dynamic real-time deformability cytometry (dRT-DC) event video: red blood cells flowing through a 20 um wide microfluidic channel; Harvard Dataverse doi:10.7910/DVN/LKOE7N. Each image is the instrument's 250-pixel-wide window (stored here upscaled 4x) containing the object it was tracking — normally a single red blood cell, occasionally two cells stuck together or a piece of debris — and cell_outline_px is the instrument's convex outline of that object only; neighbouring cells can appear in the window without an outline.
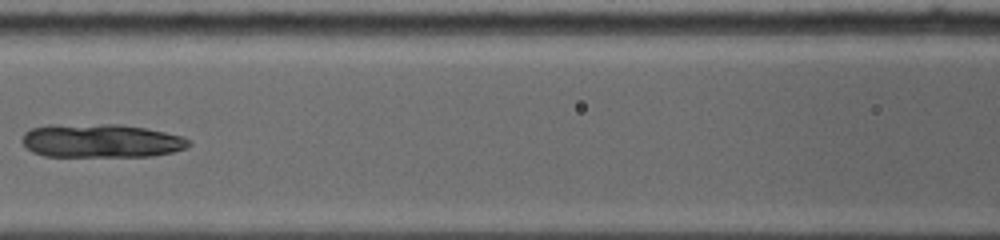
{"species": "common noctule bat (a hibernating species)", "species_latin": "Nyctalus noctula", "temperature_condition": "warm", "stored_images_in_passage": 6, "camera_frame_rate_fps": 5000, "um_per_image_px": 0.085, "animal": {"sex": "female", "body_mass_g": 19.0, "forearm_length_mm": 53.3}, "frame": {"image": 1, "passage_image": 5, "time_ms": 2.8, "image_size_px": [1000, 240], "cell_outline_px": [[192, 144], [188, 148], [172, 152], [152, 156], [44, 156], [32, 152], [20, 140], [24, 132], [32, 128], [48, 124], [120, 124], [144, 128], [184, 136], [192, 140]], "centroid_in_image_um": [8.61, 11.96], "position_along_channel_um": 158.0, "area_um2": 33.06}}